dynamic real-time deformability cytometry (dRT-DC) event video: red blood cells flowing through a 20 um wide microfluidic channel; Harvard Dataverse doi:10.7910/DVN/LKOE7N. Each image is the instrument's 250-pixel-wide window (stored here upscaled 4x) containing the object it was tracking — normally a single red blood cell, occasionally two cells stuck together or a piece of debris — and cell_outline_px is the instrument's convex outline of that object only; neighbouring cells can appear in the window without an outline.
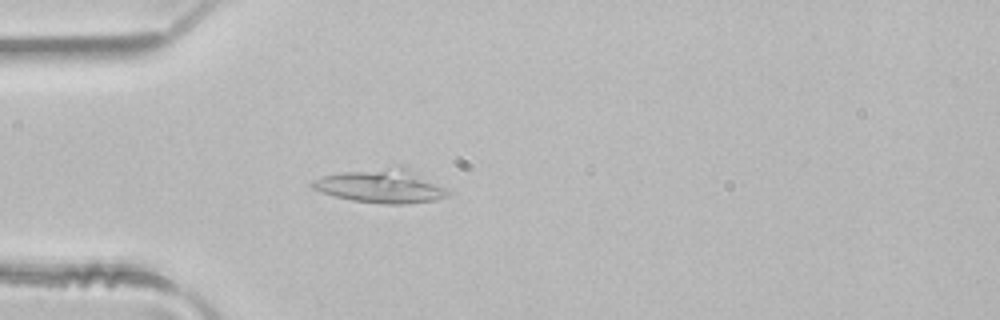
{"species": "common noctule bat (a hibernating species)", "species_latin": "Nyctalus noctula", "temperature_condition": "room temperature", "stored_images_in_passage": 48, "camera_frame_rate_fps": 3000, "um_per_image_px": 0.085, "animal": {"sex": "male", "body_mass_g": 21.5, "forearm_length_mm": 52.0}, "frame": {"image": 1, "passage_image": 13, "time_ms": 4.0, "image_size_px": [1000, 320], "cell_outline_px": [[452, 192], [448, 196], [436, 200], [408, 204], [384, 204], [352, 200], [336, 196], [312, 188], [308, 184], [312, 180], [324, 176], [344, 172], [396, 164]], "centroid_in_image_um": [32.37, 15.81], "position_along_channel_um": 52.6, "area_um2": 26.3}}
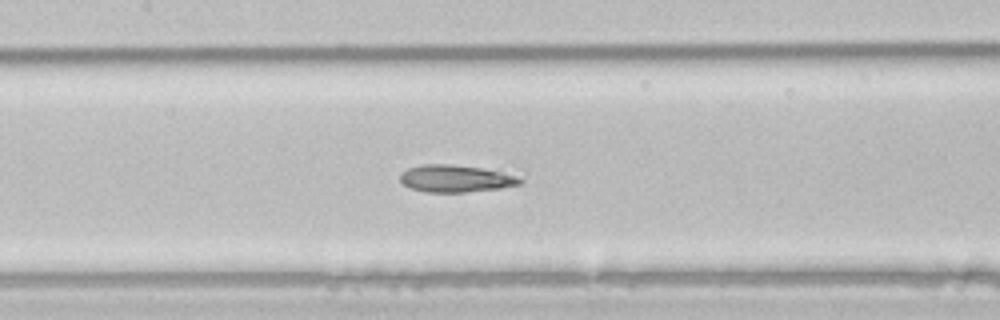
{"frame": {"image": 2, "passage_image": 22, "time_ms": 7.0, "image_size_px": [1000, 320], "cell_outline_px": [[524, 180], [520, 184], [500, 188], [468, 192], [424, 192], [412, 188], [404, 184], [400, 180], [400, 172], [408, 168], [420, 164], [452, 164], [484, 168], [500, 172]], "centroid_in_image_um": [38.67, 15.17], "position_along_channel_um": 168.7, "area_um2": 18.9}}
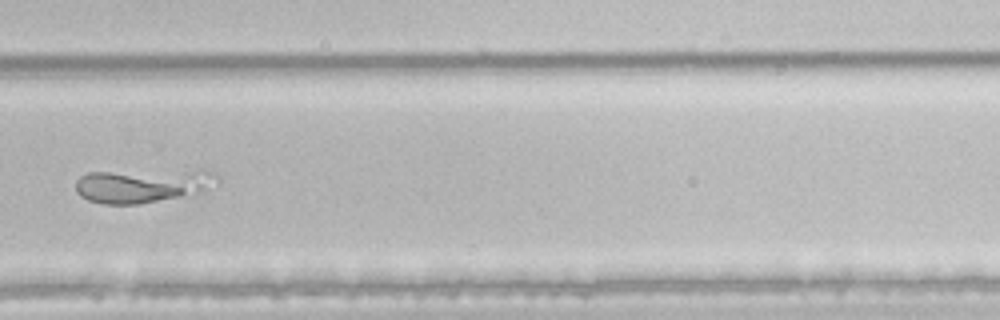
{"frame": {"image": 3, "passage_image": 33, "time_ms": 10.667, "image_size_px": [1000, 320], "cell_outline_px": [[220, 180], [208, 188], [200, 192], [184, 196], [140, 204], [104, 204], [88, 200], [80, 196], [76, 192], [76, 180], [80, 176], [88, 172], [196, 168], [204, 168], [216, 172], [220, 176]], "centroid_in_image_um": [12.21, 15.72], "position_along_channel_um": 317.6, "area_um2": 29.07}}